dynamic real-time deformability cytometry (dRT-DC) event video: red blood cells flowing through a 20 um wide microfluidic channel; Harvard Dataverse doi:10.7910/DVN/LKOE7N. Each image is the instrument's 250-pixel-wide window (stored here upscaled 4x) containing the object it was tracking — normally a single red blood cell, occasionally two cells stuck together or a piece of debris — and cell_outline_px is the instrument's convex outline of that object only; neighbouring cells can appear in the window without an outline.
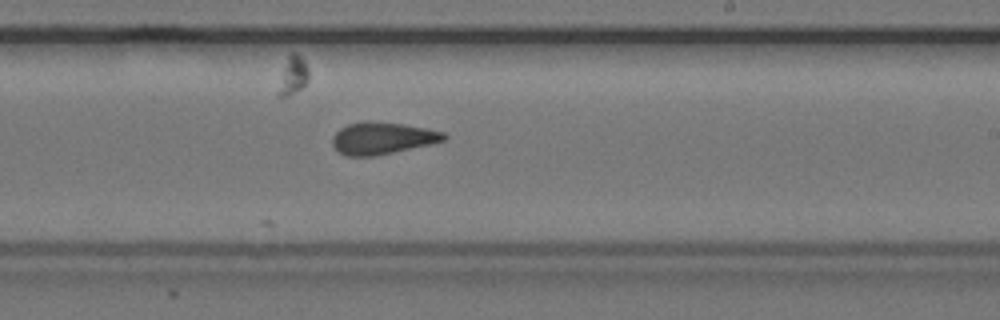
{"species": "common noctule bat (a hibernating species)", "species_latin": "Nyctalus noctula", "temperature_condition": "cold", "stored_images_in_passage": 22, "camera_frame_rate_fps": 3000, "um_per_image_px": 0.085, "animal": {"sex": "female", "body_mass_g": 24.6, "forearm_length_mm": 56.2}, "frame": {"image": 1, "passage_image": 22, "time_ms": 7.0, "image_size_px": [1000, 320], "cell_outline_px": [[448, 136], [444, 140], [428, 144], [376, 156], [348, 156], [340, 152], [332, 144], [332, 136], [340, 128], [348, 124], [368, 120], [404, 124], [428, 128], [444, 132]], "centroid_in_image_um": [32.49, 11.73], "position_along_channel_um": 256.5, "area_um2": 20.75}}